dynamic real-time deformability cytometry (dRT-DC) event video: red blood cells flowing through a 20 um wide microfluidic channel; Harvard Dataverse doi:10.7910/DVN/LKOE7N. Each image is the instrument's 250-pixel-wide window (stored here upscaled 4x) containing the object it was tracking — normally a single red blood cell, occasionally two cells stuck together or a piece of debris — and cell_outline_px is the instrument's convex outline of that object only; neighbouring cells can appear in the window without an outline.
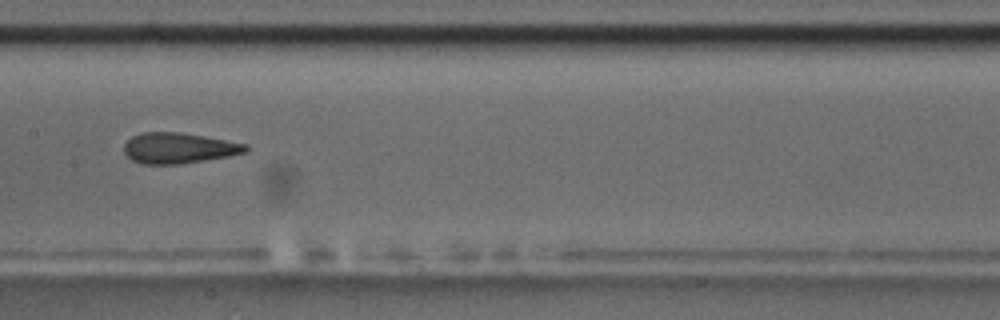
{"species": "common noctule bat (a hibernating species)", "species_latin": "Nyctalus noctula", "temperature_condition": "room temperature", "stored_images_in_passage": 9, "camera_frame_rate_fps": 3000, "um_per_image_px": 0.085, "animal": {"sex": "male", "body_mass_g": 17.5, "forearm_length_mm": 52.3}, "frame": {"image": 1, "passage_image": 9, "time_ms": 9.0, "image_size_px": [1000, 320], "cell_outline_px": [[248, 152], [228, 156], [180, 164], [140, 164], [132, 160], [124, 152], [124, 144], [132, 136], [144, 132], [180, 132], [204, 136], [248, 144]], "centroid_in_image_um": [15.19, 12.59], "position_along_channel_um": 192.2, "area_um2": 21.73}}